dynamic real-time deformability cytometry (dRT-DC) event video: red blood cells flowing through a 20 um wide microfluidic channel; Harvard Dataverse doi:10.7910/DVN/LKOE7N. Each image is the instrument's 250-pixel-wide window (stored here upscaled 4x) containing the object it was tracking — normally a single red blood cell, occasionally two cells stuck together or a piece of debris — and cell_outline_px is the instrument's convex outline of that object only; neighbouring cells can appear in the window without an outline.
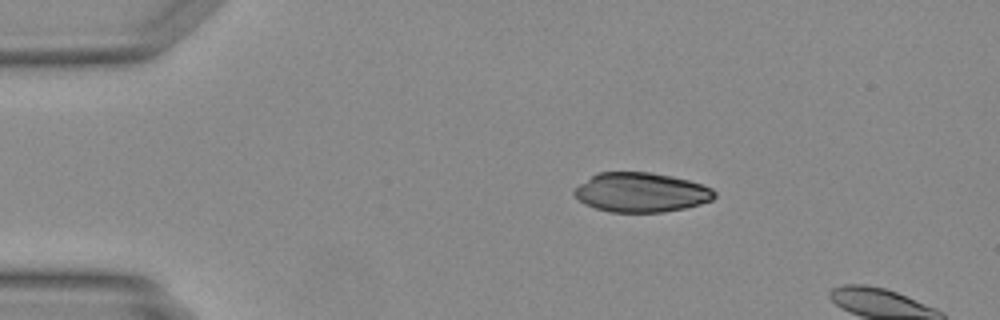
{"species": "Egyptian fruit bat (a non-hibernating species)", "species_latin": "Rousettus aegyptiacus", "temperature_condition": "warm", "stored_images_in_passage": 5, "camera_frame_rate_fps": 3000, "um_per_image_px": 0.085, "animal": {"sex": "female"}, "frame": {"image": 1, "passage_image": 2, "time_ms": 0.333, "image_size_px": [1000, 320], "cell_outline_px": [[716, 196], [712, 200], [684, 208], [664, 212], [612, 212], [596, 208], [584, 204], [572, 192], [580, 184], [596, 172], [652, 172], [672, 176], [688, 180], [712, 188], [716, 192]], "centroid_in_image_um": [54.49, 16.34], "position_along_channel_um": 30.5, "area_um2": 32.14}}